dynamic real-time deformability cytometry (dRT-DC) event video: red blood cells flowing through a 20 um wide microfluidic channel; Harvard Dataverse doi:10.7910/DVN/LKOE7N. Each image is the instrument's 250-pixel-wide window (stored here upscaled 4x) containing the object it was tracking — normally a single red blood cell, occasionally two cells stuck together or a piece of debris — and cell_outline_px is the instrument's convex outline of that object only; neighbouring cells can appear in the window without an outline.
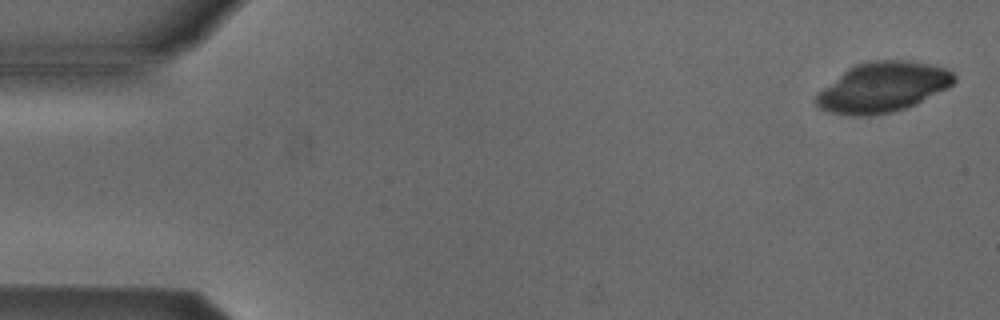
{"species": "Egyptian fruit bat (a non-hibernating species)", "species_latin": "Rousettus aegyptiacus", "temperature_condition": "cold", "stored_images_in_passage": 50, "camera_frame_rate_fps": 3000, "um_per_image_px": 0.085, "animal": {"sex": "male"}, "frame": {"image": 1, "passage_image": 2, "time_ms": 0.333, "image_size_px": [1000, 320], "cell_outline_px": [[956, 80], [948, 88], [904, 108], [892, 112], [872, 116], [852, 116], [828, 112], [820, 108], [812, 100], [824, 88], [848, 68], [856, 64], [868, 60], [908, 60], [932, 64], [948, 68], [956, 76]], "centroid_in_image_um": [75.04, 7.4], "position_along_channel_um": 10.0, "area_um2": 40.17}}